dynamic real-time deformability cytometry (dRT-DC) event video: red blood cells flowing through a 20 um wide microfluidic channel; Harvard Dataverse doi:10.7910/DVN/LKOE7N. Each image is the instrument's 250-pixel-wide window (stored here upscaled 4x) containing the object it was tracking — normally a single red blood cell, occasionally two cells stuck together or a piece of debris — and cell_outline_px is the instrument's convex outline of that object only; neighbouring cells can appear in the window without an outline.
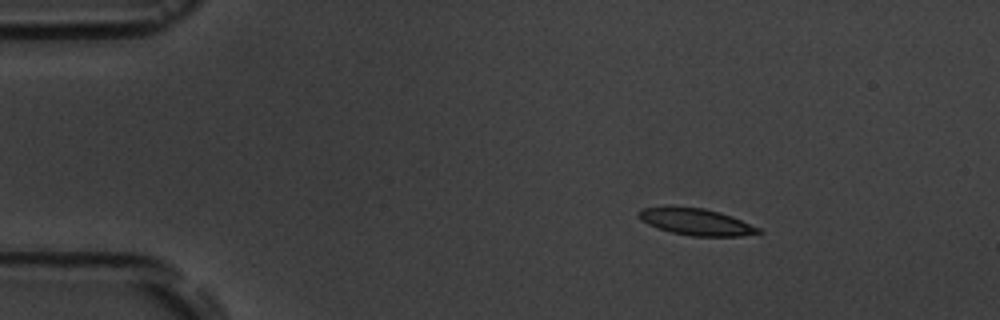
{"species": "common noctule bat (a hibernating species)", "species_latin": "Nyctalus noctula", "temperature_condition": "room temperature", "stored_images_in_passage": 5, "camera_frame_rate_fps": 3000, "um_per_image_px": 0.085, "animal": {"sex": "male", "body_mass_g": 19.5, "forearm_length_mm": 54.6}, "frame": {"image": 1, "passage_image": 1, "time_ms": 0.0, "image_size_px": [1000, 320], "cell_outline_px": [[764, 232], [740, 236], [692, 236], [672, 232], [656, 228], [640, 220], [640, 208], [664, 204], [668, 204], [704, 208], [720, 212], [732, 216], [760, 228]], "centroid_in_image_um": [59.12, 18.81], "position_along_channel_um": 25.9, "area_um2": 19.13}}
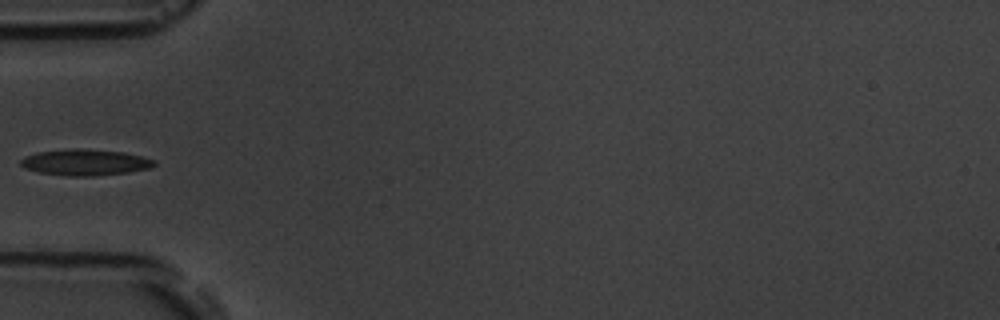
{"frame": {"image": 2, "passage_image": 4, "time_ms": 3.333, "image_size_px": [1000, 320], "cell_outline_px": [[156, 164], [152, 168], [128, 172], [96, 176], [64, 176], [40, 172], [24, 168], [20, 164], [20, 160], [24, 156], [36, 152], [72, 148], [80, 148], [124, 152], [156, 160]], "centroid_in_image_um": [7.23, 13.8], "position_along_channel_um": 77.8, "area_um2": 20.58}}
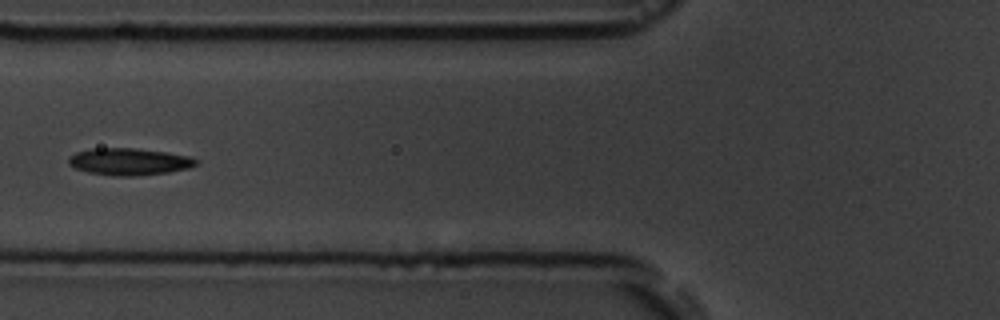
{"frame": {"image": 3, "passage_image": 5, "time_ms": 4.333, "image_size_px": [1000, 320], "cell_outline_px": [[200, 160], [196, 164], [188, 168], [168, 172], [136, 176], [112, 176], [88, 172], [76, 168], [68, 164], [68, 156], [76, 152], [92, 148], [136, 148], [168, 152], [188, 156]], "centroid_in_image_um": [10.96, 13.73], "position_along_channel_um": 114.8, "area_um2": 20.17}}